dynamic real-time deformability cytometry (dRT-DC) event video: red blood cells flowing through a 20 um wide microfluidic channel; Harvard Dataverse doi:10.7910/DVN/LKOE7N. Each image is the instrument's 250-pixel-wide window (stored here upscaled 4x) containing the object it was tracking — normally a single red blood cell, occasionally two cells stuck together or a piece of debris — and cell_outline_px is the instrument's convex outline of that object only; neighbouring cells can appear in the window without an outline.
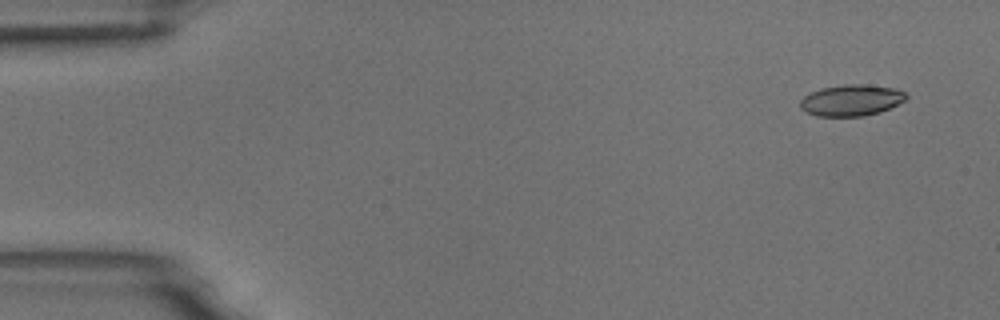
{"species": "common noctule bat (a hibernating species)", "species_latin": "Nyctalus noctula", "temperature_condition": "room temperature", "stored_images_in_passage": 7, "camera_frame_rate_fps": 3000, "um_per_image_px": 0.085, "animal": {"sex": "male", "body_mass_g": 18.8}, "frame": {"image": 1, "passage_image": 1, "time_ms": 0.0, "image_size_px": [1000, 320], "cell_outline_px": [[908, 96], [904, 100], [880, 112], [864, 116], [816, 116], [800, 108], [800, 100], [804, 96], [820, 88], [844, 84], [868, 84], [896, 88], [904, 92]], "centroid_in_image_um": [72.35, 8.51], "position_along_channel_um": 12.6, "area_um2": 19.31}}
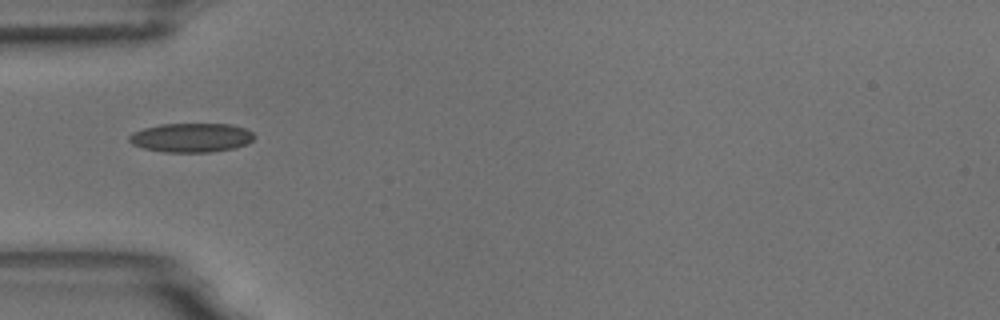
{"frame": {"image": 2, "passage_image": 5, "time_ms": 4.667, "image_size_px": [1000, 320], "cell_outline_px": [[256, 136], [248, 144], [236, 148], [208, 152], [164, 152], [144, 148], [132, 144], [128, 140], [128, 136], [132, 132], [144, 128], [160, 124], [232, 124], [244, 128], [252, 132]], "centroid_in_image_um": [16.27, 11.7], "position_along_channel_um": 68.7, "area_um2": 21.33}}